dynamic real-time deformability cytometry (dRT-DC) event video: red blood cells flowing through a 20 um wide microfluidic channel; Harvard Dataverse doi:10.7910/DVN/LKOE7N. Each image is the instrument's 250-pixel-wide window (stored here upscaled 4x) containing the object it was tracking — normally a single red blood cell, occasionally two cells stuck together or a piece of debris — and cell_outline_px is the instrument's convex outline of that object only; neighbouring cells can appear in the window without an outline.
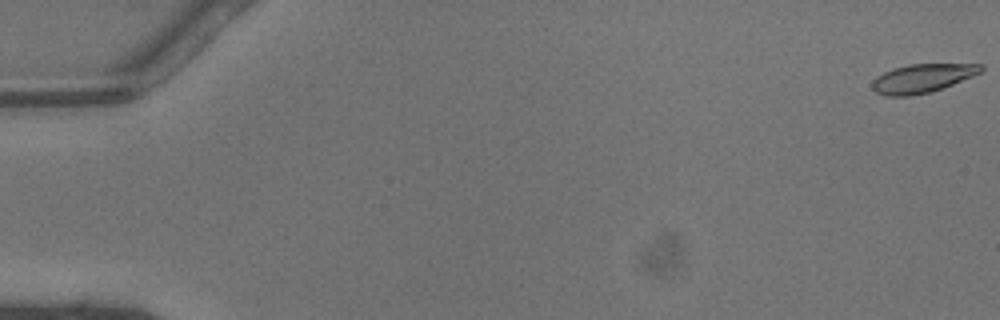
{"species": "common noctule bat (a hibernating species)", "species_latin": "Nyctalus noctula", "temperature_condition": "warm", "stored_images_in_passage": 48, "camera_frame_rate_fps": 3000, "um_per_image_px": 0.085, "animal": {"sex": "male", "body_mass_g": 13.3}, "frame": {"image": 1, "passage_image": 1, "time_ms": 0.0, "image_size_px": [1000, 320], "cell_outline_px": [[984, 68], [980, 72], [972, 76], [952, 84], [928, 92], [912, 96], [888, 96], [876, 92], [872, 88], [872, 80], [876, 76], [892, 68], [908, 64], [984, 64]], "centroid_in_image_um": [78.35, 6.64], "position_along_channel_um": 6.6, "area_um2": 18.03}}
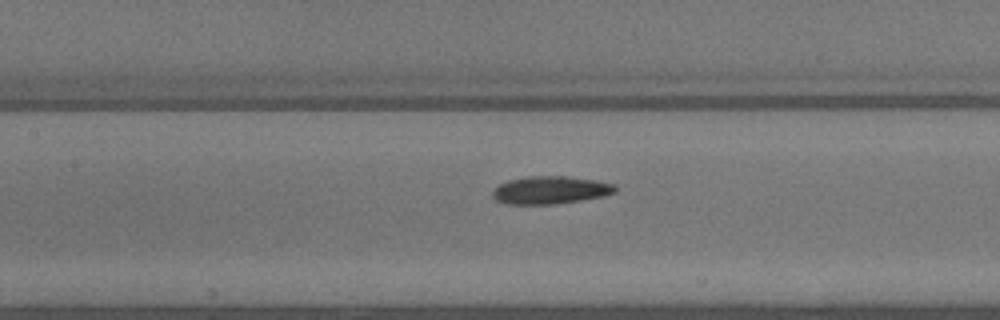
{"frame": {"image": 2, "passage_image": 23, "time_ms": 7.333, "image_size_px": [1000, 320], "cell_outline_px": [[616, 192], [604, 196], [556, 204], [508, 204], [496, 200], [492, 196], [492, 192], [500, 184], [508, 180], [528, 176], [568, 176], [596, 180], [616, 184]], "centroid_in_image_um": [46.81, 16.15], "position_along_channel_um": 160.6, "area_um2": 19.88}}
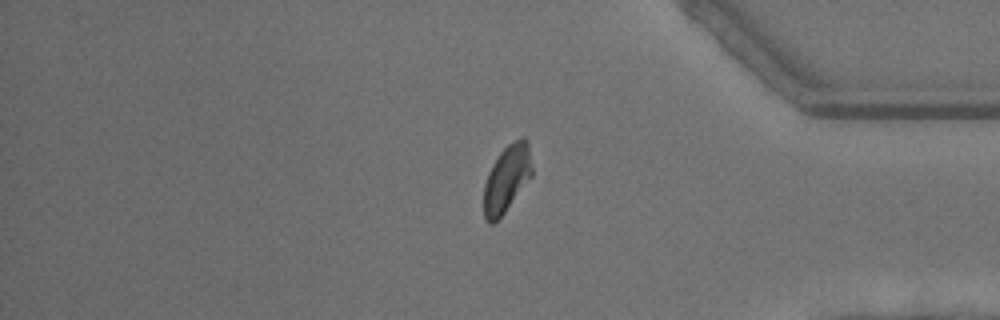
{"frame": {"image": 3, "passage_image": 40, "time_ms": 13.0, "image_size_px": [1000, 320], "cell_outline_px": [[532, 176], [504, 212], [492, 224], [488, 224], [484, 216], [484, 184], [488, 172], [492, 164], [500, 152], [508, 144], [520, 136], [524, 136], [528, 140], [532, 168]], "centroid_in_image_um": [43.08, 15.14], "position_along_channel_um": 392.1, "area_um2": 18.79}, "authors_computed_cell_mechanics": {"area_um2": 19.1607, "velocity_mm_per_s": 4.4755, "shape_relaxation_time_tau1_ms": 2.8152, "shape_relaxation_time_tau2_ms": 2.5862, "deformation_change_tau1": 0.122, "deformation_change_tau2": 0.0897}}